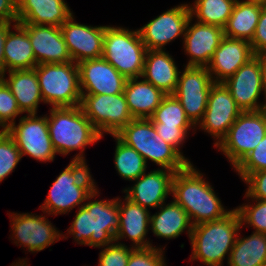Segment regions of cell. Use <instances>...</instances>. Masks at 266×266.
I'll return each instance as SVG.
<instances>
[{"label":"cell","instance_id":"1","mask_svg":"<svg viewBox=\"0 0 266 266\" xmlns=\"http://www.w3.org/2000/svg\"><path fill=\"white\" fill-rule=\"evenodd\" d=\"M98 195L99 191L96 189L87 202L78 208L71 226L67 229V233L73 235L77 244L101 248L115 241L120 228L119 198L91 200Z\"/></svg>","mask_w":266,"mask_h":266},{"label":"cell","instance_id":"2","mask_svg":"<svg viewBox=\"0 0 266 266\" xmlns=\"http://www.w3.org/2000/svg\"><path fill=\"white\" fill-rule=\"evenodd\" d=\"M193 164L175 173L172 197L187 212L193 226L224 218L231 210L221 204L213 187Z\"/></svg>","mask_w":266,"mask_h":266},{"label":"cell","instance_id":"3","mask_svg":"<svg viewBox=\"0 0 266 266\" xmlns=\"http://www.w3.org/2000/svg\"><path fill=\"white\" fill-rule=\"evenodd\" d=\"M241 228V218L236 209L219 220L194 225L190 237L191 261L200 260L206 266H223V260L227 254L229 259Z\"/></svg>","mask_w":266,"mask_h":266},{"label":"cell","instance_id":"4","mask_svg":"<svg viewBox=\"0 0 266 266\" xmlns=\"http://www.w3.org/2000/svg\"><path fill=\"white\" fill-rule=\"evenodd\" d=\"M47 116L48 131L57 154L80 150L73 160L85 162L84 149L102 138L85 116L81 106L51 108Z\"/></svg>","mask_w":266,"mask_h":266},{"label":"cell","instance_id":"5","mask_svg":"<svg viewBox=\"0 0 266 266\" xmlns=\"http://www.w3.org/2000/svg\"><path fill=\"white\" fill-rule=\"evenodd\" d=\"M86 161L73 160L59 174L40 206L48 215L66 214L82 203L97 189ZM81 205V206H80Z\"/></svg>","mask_w":266,"mask_h":266},{"label":"cell","instance_id":"6","mask_svg":"<svg viewBox=\"0 0 266 266\" xmlns=\"http://www.w3.org/2000/svg\"><path fill=\"white\" fill-rule=\"evenodd\" d=\"M116 136L143 156L146 163L147 160H151L161 168L174 172L181 171L190 164L157 134L150 119H133Z\"/></svg>","mask_w":266,"mask_h":266},{"label":"cell","instance_id":"7","mask_svg":"<svg viewBox=\"0 0 266 266\" xmlns=\"http://www.w3.org/2000/svg\"><path fill=\"white\" fill-rule=\"evenodd\" d=\"M146 52L138 29L105 28L102 57L126 79L141 78Z\"/></svg>","mask_w":266,"mask_h":266},{"label":"cell","instance_id":"8","mask_svg":"<svg viewBox=\"0 0 266 266\" xmlns=\"http://www.w3.org/2000/svg\"><path fill=\"white\" fill-rule=\"evenodd\" d=\"M44 103L52 108L81 104L79 67L77 63H45L35 68Z\"/></svg>","mask_w":266,"mask_h":266},{"label":"cell","instance_id":"9","mask_svg":"<svg viewBox=\"0 0 266 266\" xmlns=\"http://www.w3.org/2000/svg\"><path fill=\"white\" fill-rule=\"evenodd\" d=\"M266 135V108L242 112L216 145L235 168Z\"/></svg>","mask_w":266,"mask_h":266},{"label":"cell","instance_id":"10","mask_svg":"<svg viewBox=\"0 0 266 266\" xmlns=\"http://www.w3.org/2000/svg\"><path fill=\"white\" fill-rule=\"evenodd\" d=\"M80 106L102 137L104 133L116 135L134 119L124 93L82 94Z\"/></svg>","mask_w":266,"mask_h":266},{"label":"cell","instance_id":"11","mask_svg":"<svg viewBox=\"0 0 266 266\" xmlns=\"http://www.w3.org/2000/svg\"><path fill=\"white\" fill-rule=\"evenodd\" d=\"M36 115H24L19 119L18 125L13 123L6 131L16 142L22 158L28 155L41 162H53L56 151L50 139L47 115Z\"/></svg>","mask_w":266,"mask_h":266},{"label":"cell","instance_id":"12","mask_svg":"<svg viewBox=\"0 0 266 266\" xmlns=\"http://www.w3.org/2000/svg\"><path fill=\"white\" fill-rule=\"evenodd\" d=\"M214 83L207 67L185 66L180 71L173 95L196 127L205 113L208 94Z\"/></svg>","mask_w":266,"mask_h":266},{"label":"cell","instance_id":"13","mask_svg":"<svg viewBox=\"0 0 266 266\" xmlns=\"http://www.w3.org/2000/svg\"><path fill=\"white\" fill-rule=\"evenodd\" d=\"M242 113L230 91L223 83H214L209 91L207 107L197 125L216 140L218 145L227 135L229 128Z\"/></svg>","mask_w":266,"mask_h":266},{"label":"cell","instance_id":"14","mask_svg":"<svg viewBox=\"0 0 266 266\" xmlns=\"http://www.w3.org/2000/svg\"><path fill=\"white\" fill-rule=\"evenodd\" d=\"M10 222L12 229V236L16 246L28 248V252L37 253L59 239L68 238L62 235L53 224L48 221V218L42 215H34V213H11Z\"/></svg>","mask_w":266,"mask_h":266},{"label":"cell","instance_id":"15","mask_svg":"<svg viewBox=\"0 0 266 266\" xmlns=\"http://www.w3.org/2000/svg\"><path fill=\"white\" fill-rule=\"evenodd\" d=\"M191 12L189 4L168 9L139 30L147 50H164L167 43L184 36Z\"/></svg>","mask_w":266,"mask_h":266},{"label":"cell","instance_id":"16","mask_svg":"<svg viewBox=\"0 0 266 266\" xmlns=\"http://www.w3.org/2000/svg\"><path fill=\"white\" fill-rule=\"evenodd\" d=\"M230 91L237 106L245 111H259L266 104L259 103V97L265 91L262 83V72L256 56L243 64L232 76L222 82Z\"/></svg>","mask_w":266,"mask_h":266},{"label":"cell","instance_id":"17","mask_svg":"<svg viewBox=\"0 0 266 266\" xmlns=\"http://www.w3.org/2000/svg\"><path fill=\"white\" fill-rule=\"evenodd\" d=\"M106 27L77 23L73 14L60 26L68 53L74 63L102 57Z\"/></svg>","mask_w":266,"mask_h":266},{"label":"cell","instance_id":"18","mask_svg":"<svg viewBox=\"0 0 266 266\" xmlns=\"http://www.w3.org/2000/svg\"><path fill=\"white\" fill-rule=\"evenodd\" d=\"M81 94L115 95L124 92L126 78L103 57L78 63Z\"/></svg>","mask_w":266,"mask_h":266},{"label":"cell","instance_id":"19","mask_svg":"<svg viewBox=\"0 0 266 266\" xmlns=\"http://www.w3.org/2000/svg\"><path fill=\"white\" fill-rule=\"evenodd\" d=\"M188 21L185 35L182 39L184 51L189 56L185 66L207 67L221 39L224 37L223 28L216 25Z\"/></svg>","mask_w":266,"mask_h":266},{"label":"cell","instance_id":"20","mask_svg":"<svg viewBox=\"0 0 266 266\" xmlns=\"http://www.w3.org/2000/svg\"><path fill=\"white\" fill-rule=\"evenodd\" d=\"M176 172L158 168L142 174L131 187L123 191L126 197L144 208L157 209L172 194V183Z\"/></svg>","mask_w":266,"mask_h":266},{"label":"cell","instance_id":"21","mask_svg":"<svg viewBox=\"0 0 266 266\" xmlns=\"http://www.w3.org/2000/svg\"><path fill=\"white\" fill-rule=\"evenodd\" d=\"M254 56L249 41L224 36L207 69L215 83H222Z\"/></svg>","mask_w":266,"mask_h":266},{"label":"cell","instance_id":"22","mask_svg":"<svg viewBox=\"0 0 266 266\" xmlns=\"http://www.w3.org/2000/svg\"><path fill=\"white\" fill-rule=\"evenodd\" d=\"M20 25L28 33L37 65L72 61L60 27L34 24Z\"/></svg>","mask_w":266,"mask_h":266},{"label":"cell","instance_id":"23","mask_svg":"<svg viewBox=\"0 0 266 266\" xmlns=\"http://www.w3.org/2000/svg\"><path fill=\"white\" fill-rule=\"evenodd\" d=\"M121 201L119 198V221L120 228L115 236V242L129 238L133 248H150L153 247L145 237L150 229V212L147 208L134 203L126 196ZM149 227V228H148Z\"/></svg>","mask_w":266,"mask_h":266},{"label":"cell","instance_id":"24","mask_svg":"<svg viewBox=\"0 0 266 266\" xmlns=\"http://www.w3.org/2000/svg\"><path fill=\"white\" fill-rule=\"evenodd\" d=\"M65 0H17V23L60 27L71 15Z\"/></svg>","mask_w":266,"mask_h":266},{"label":"cell","instance_id":"25","mask_svg":"<svg viewBox=\"0 0 266 266\" xmlns=\"http://www.w3.org/2000/svg\"><path fill=\"white\" fill-rule=\"evenodd\" d=\"M180 71L172 56L165 50H147L141 78L166 95L176 90Z\"/></svg>","mask_w":266,"mask_h":266},{"label":"cell","instance_id":"26","mask_svg":"<svg viewBox=\"0 0 266 266\" xmlns=\"http://www.w3.org/2000/svg\"><path fill=\"white\" fill-rule=\"evenodd\" d=\"M138 79H127L123 93L133 118L149 119L166 94L150 82Z\"/></svg>","mask_w":266,"mask_h":266},{"label":"cell","instance_id":"27","mask_svg":"<svg viewBox=\"0 0 266 266\" xmlns=\"http://www.w3.org/2000/svg\"><path fill=\"white\" fill-rule=\"evenodd\" d=\"M8 78L2 77L10 88L20 110L23 113L32 114L38 110V105L43 102L38 76L35 69H23L8 71Z\"/></svg>","mask_w":266,"mask_h":266},{"label":"cell","instance_id":"28","mask_svg":"<svg viewBox=\"0 0 266 266\" xmlns=\"http://www.w3.org/2000/svg\"><path fill=\"white\" fill-rule=\"evenodd\" d=\"M160 212L150 215V230L159 238L175 239L185 230L188 237H191L193 224L185 209L174 200L171 203L165 202L158 207Z\"/></svg>","mask_w":266,"mask_h":266},{"label":"cell","instance_id":"29","mask_svg":"<svg viewBox=\"0 0 266 266\" xmlns=\"http://www.w3.org/2000/svg\"><path fill=\"white\" fill-rule=\"evenodd\" d=\"M12 26L16 32L10 28L4 42L5 73L34 69L37 63L27 31L19 23Z\"/></svg>","mask_w":266,"mask_h":266},{"label":"cell","instance_id":"30","mask_svg":"<svg viewBox=\"0 0 266 266\" xmlns=\"http://www.w3.org/2000/svg\"><path fill=\"white\" fill-rule=\"evenodd\" d=\"M264 4L236 0L232 14L223 28L224 36L252 41Z\"/></svg>","mask_w":266,"mask_h":266},{"label":"cell","instance_id":"31","mask_svg":"<svg viewBox=\"0 0 266 266\" xmlns=\"http://www.w3.org/2000/svg\"><path fill=\"white\" fill-rule=\"evenodd\" d=\"M252 233L244 238L237 235L228 266H266V234Z\"/></svg>","mask_w":266,"mask_h":266},{"label":"cell","instance_id":"32","mask_svg":"<svg viewBox=\"0 0 266 266\" xmlns=\"http://www.w3.org/2000/svg\"><path fill=\"white\" fill-rule=\"evenodd\" d=\"M236 0H195L189 5L191 17L202 24L226 26Z\"/></svg>","mask_w":266,"mask_h":266},{"label":"cell","instance_id":"33","mask_svg":"<svg viewBox=\"0 0 266 266\" xmlns=\"http://www.w3.org/2000/svg\"><path fill=\"white\" fill-rule=\"evenodd\" d=\"M114 164L118 174L125 180L134 181L146 172L147 163L134 148L126 145L116 135Z\"/></svg>","mask_w":266,"mask_h":266},{"label":"cell","instance_id":"34","mask_svg":"<svg viewBox=\"0 0 266 266\" xmlns=\"http://www.w3.org/2000/svg\"><path fill=\"white\" fill-rule=\"evenodd\" d=\"M149 119L162 127L195 126L174 95H166Z\"/></svg>","mask_w":266,"mask_h":266},{"label":"cell","instance_id":"35","mask_svg":"<svg viewBox=\"0 0 266 266\" xmlns=\"http://www.w3.org/2000/svg\"><path fill=\"white\" fill-rule=\"evenodd\" d=\"M22 155L16 142L6 130H0V182L16 168Z\"/></svg>","mask_w":266,"mask_h":266},{"label":"cell","instance_id":"36","mask_svg":"<svg viewBox=\"0 0 266 266\" xmlns=\"http://www.w3.org/2000/svg\"><path fill=\"white\" fill-rule=\"evenodd\" d=\"M255 200V204H242L235 208L241 218V224L252 226L257 233L266 234V201L260 199Z\"/></svg>","mask_w":266,"mask_h":266},{"label":"cell","instance_id":"37","mask_svg":"<svg viewBox=\"0 0 266 266\" xmlns=\"http://www.w3.org/2000/svg\"><path fill=\"white\" fill-rule=\"evenodd\" d=\"M234 169L242 180L249 174L266 170V135Z\"/></svg>","mask_w":266,"mask_h":266},{"label":"cell","instance_id":"38","mask_svg":"<svg viewBox=\"0 0 266 266\" xmlns=\"http://www.w3.org/2000/svg\"><path fill=\"white\" fill-rule=\"evenodd\" d=\"M19 114H23V112L20 110L10 88L3 81L0 84V128L7 130L16 122L15 118Z\"/></svg>","mask_w":266,"mask_h":266},{"label":"cell","instance_id":"39","mask_svg":"<svg viewBox=\"0 0 266 266\" xmlns=\"http://www.w3.org/2000/svg\"><path fill=\"white\" fill-rule=\"evenodd\" d=\"M135 248L126 246L119 241L102 247L99 254V266H127L129 256Z\"/></svg>","mask_w":266,"mask_h":266},{"label":"cell","instance_id":"40","mask_svg":"<svg viewBox=\"0 0 266 266\" xmlns=\"http://www.w3.org/2000/svg\"><path fill=\"white\" fill-rule=\"evenodd\" d=\"M164 248H136L130 256L127 266H167L164 258Z\"/></svg>","mask_w":266,"mask_h":266},{"label":"cell","instance_id":"41","mask_svg":"<svg viewBox=\"0 0 266 266\" xmlns=\"http://www.w3.org/2000/svg\"><path fill=\"white\" fill-rule=\"evenodd\" d=\"M157 134L168 144L173 146L190 164L188 158H186L181 152V148L189 134V129L193 130L196 126H175V127H162V124H154ZM181 145V146H180Z\"/></svg>","mask_w":266,"mask_h":266},{"label":"cell","instance_id":"42","mask_svg":"<svg viewBox=\"0 0 266 266\" xmlns=\"http://www.w3.org/2000/svg\"><path fill=\"white\" fill-rule=\"evenodd\" d=\"M243 181L248 184L245 198L266 201V170L249 174Z\"/></svg>","mask_w":266,"mask_h":266},{"label":"cell","instance_id":"43","mask_svg":"<svg viewBox=\"0 0 266 266\" xmlns=\"http://www.w3.org/2000/svg\"><path fill=\"white\" fill-rule=\"evenodd\" d=\"M250 45L254 54L266 50V4L262 6L259 21Z\"/></svg>","mask_w":266,"mask_h":266},{"label":"cell","instance_id":"44","mask_svg":"<svg viewBox=\"0 0 266 266\" xmlns=\"http://www.w3.org/2000/svg\"><path fill=\"white\" fill-rule=\"evenodd\" d=\"M17 23V0H0V23Z\"/></svg>","mask_w":266,"mask_h":266},{"label":"cell","instance_id":"45","mask_svg":"<svg viewBox=\"0 0 266 266\" xmlns=\"http://www.w3.org/2000/svg\"><path fill=\"white\" fill-rule=\"evenodd\" d=\"M12 23H0V78L5 76L4 42Z\"/></svg>","mask_w":266,"mask_h":266},{"label":"cell","instance_id":"46","mask_svg":"<svg viewBox=\"0 0 266 266\" xmlns=\"http://www.w3.org/2000/svg\"><path fill=\"white\" fill-rule=\"evenodd\" d=\"M255 56L257 57L259 64H260V67H261L262 83H263V88L265 91L264 103L266 104V50L255 54Z\"/></svg>","mask_w":266,"mask_h":266},{"label":"cell","instance_id":"47","mask_svg":"<svg viewBox=\"0 0 266 266\" xmlns=\"http://www.w3.org/2000/svg\"><path fill=\"white\" fill-rule=\"evenodd\" d=\"M26 259H19L18 262H14L11 264V266H30L28 263H26Z\"/></svg>","mask_w":266,"mask_h":266},{"label":"cell","instance_id":"48","mask_svg":"<svg viewBox=\"0 0 266 266\" xmlns=\"http://www.w3.org/2000/svg\"><path fill=\"white\" fill-rule=\"evenodd\" d=\"M245 1H249V2H259L262 4H266V0H245Z\"/></svg>","mask_w":266,"mask_h":266}]
</instances>
